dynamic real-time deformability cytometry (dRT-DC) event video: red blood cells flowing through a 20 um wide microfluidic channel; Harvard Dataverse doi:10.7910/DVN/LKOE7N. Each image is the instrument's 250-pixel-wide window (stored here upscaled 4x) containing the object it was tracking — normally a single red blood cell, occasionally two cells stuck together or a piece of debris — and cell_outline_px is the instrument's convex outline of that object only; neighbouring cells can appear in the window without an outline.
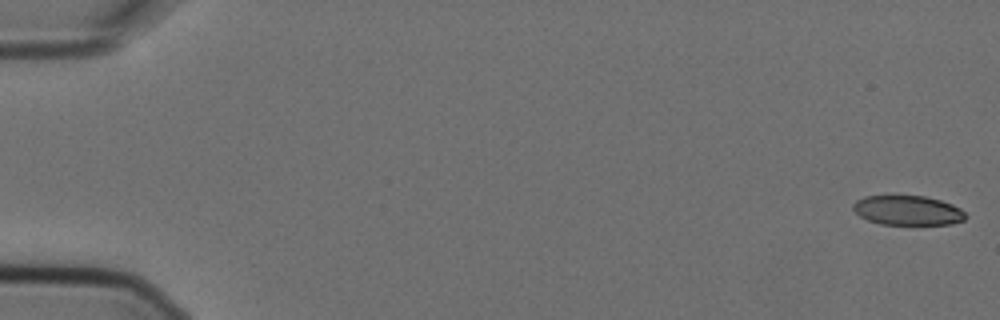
{"species": "Egyptian fruit bat (a non-hibernating species)", "species_latin": "Rousettus aegyptiacus", "temperature_condition": "cold", "stored_images_in_passage": 6, "camera_frame_rate_fps": 3000, "um_per_image_px": 0.085, "animal": {"sex": "female"}, "frame": {"image": 1, "passage_image": 1, "time_ms": 0.0, "image_size_px": [1000, 320], "cell_outline_px": [[968, 216], [964, 220], [952, 224], [880, 224], [868, 220], [860, 216], [852, 208], [852, 204], [856, 200], [864, 196], [924, 196], [940, 200], [952, 204], [960, 208]], "centroid_in_image_um": [77.16, 17.88], "position_along_channel_um": 7.8, "area_um2": 19.36}}
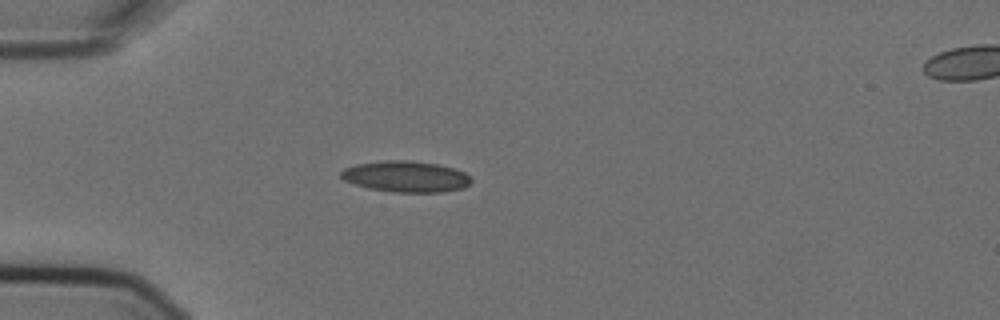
{"frame": {"image": 2, "passage_image": 5, "time_ms": 1.333, "image_size_px": [1000, 320], "cell_outline_px": [[472, 180], [464, 188], [440, 192], [392, 192], [368, 188], [344, 180], [340, 176], [340, 172], [344, 168], [356, 164], [384, 160], [412, 160], [440, 164], [464, 172]], "centroid_in_image_um": [34.48, 15.0], "position_along_channel_um": 50.5, "area_um2": 23.64}}